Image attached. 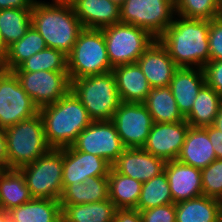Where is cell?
<instances>
[{
  "mask_svg": "<svg viewBox=\"0 0 222 222\" xmlns=\"http://www.w3.org/2000/svg\"><path fill=\"white\" fill-rule=\"evenodd\" d=\"M72 6L84 28L103 29L120 22V6L110 0H76Z\"/></svg>",
  "mask_w": 222,
  "mask_h": 222,
  "instance_id": "20",
  "label": "cell"
},
{
  "mask_svg": "<svg viewBox=\"0 0 222 222\" xmlns=\"http://www.w3.org/2000/svg\"><path fill=\"white\" fill-rule=\"evenodd\" d=\"M113 222H142V217L137 209H117Z\"/></svg>",
  "mask_w": 222,
  "mask_h": 222,
  "instance_id": "40",
  "label": "cell"
},
{
  "mask_svg": "<svg viewBox=\"0 0 222 222\" xmlns=\"http://www.w3.org/2000/svg\"><path fill=\"white\" fill-rule=\"evenodd\" d=\"M0 222H9L8 212L0 208Z\"/></svg>",
  "mask_w": 222,
  "mask_h": 222,
  "instance_id": "47",
  "label": "cell"
},
{
  "mask_svg": "<svg viewBox=\"0 0 222 222\" xmlns=\"http://www.w3.org/2000/svg\"><path fill=\"white\" fill-rule=\"evenodd\" d=\"M210 20L175 15L158 38L178 67L202 68L209 62Z\"/></svg>",
  "mask_w": 222,
  "mask_h": 222,
  "instance_id": "1",
  "label": "cell"
},
{
  "mask_svg": "<svg viewBox=\"0 0 222 222\" xmlns=\"http://www.w3.org/2000/svg\"><path fill=\"white\" fill-rule=\"evenodd\" d=\"M40 33L31 25L26 34L7 48L3 69L13 71L34 54L46 49Z\"/></svg>",
  "mask_w": 222,
  "mask_h": 222,
  "instance_id": "31",
  "label": "cell"
},
{
  "mask_svg": "<svg viewBox=\"0 0 222 222\" xmlns=\"http://www.w3.org/2000/svg\"><path fill=\"white\" fill-rule=\"evenodd\" d=\"M173 203L203 195L201 170L177 160L167 161L164 169Z\"/></svg>",
  "mask_w": 222,
  "mask_h": 222,
  "instance_id": "18",
  "label": "cell"
},
{
  "mask_svg": "<svg viewBox=\"0 0 222 222\" xmlns=\"http://www.w3.org/2000/svg\"><path fill=\"white\" fill-rule=\"evenodd\" d=\"M35 0H0V10L11 8H32Z\"/></svg>",
  "mask_w": 222,
  "mask_h": 222,
  "instance_id": "42",
  "label": "cell"
},
{
  "mask_svg": "<svg viewBox=\"0 0 222 222\" xmlns=\"http://www.w3.org/2000/svg\"><path fill=\"white\" fill-rule=\"evenodd\" d=\"M203 70L206 84L222 96V61H209Z\"/></svg>",
  "mask_w": 222,
  "mask_h": 222,
  "instance_id": "39",
  "label": "cell"
},
{
  "mask_svg": "<svg viewBox=\"0 0 222 222\" xmlns=\"http://www.w3.org/2000/svg\"><path fill=\"white\" fill-rule=\"evenodd\" d=\"M215 159L217 158L207 134V127H189L176 160L202 170Z\"/></svg>",
  "mask_w": 222,
  "mask_h": 222,
  "instance_id": "21",
  "label": "cell"
},
{
  "mask_svg": "<svg viewBox=\"0 0 222 222\" xmlns=\"http://www.w3.org/2000/svg\"><path fill=\"white\" fill-rule=\"evenodd\" d=\"M62 222H113L117 210L110 200L84 204H60Z\"/></svg>",
  "mask_w": 222,
  "mask_h": 222,
  "instance_id": "26",
  "label": "cell"
},
{
  "mask_svg": "<svg viewBox=\"0 0 222 222\" xmlns=\"http://www.w3.org/2000/svg\"><path fill=\"white\" fill-rule=\"evenodd\" d=\"M108 177L109 199L117 209H136L142 182L110 169Z\"/></svg>",
  "mask_w": 222,
  "mask_h": 222,
  "instance_id": "29",
  "label": "cell"
},
{
  "mask_svg": "<svg viewBox=\"0 0 222 222\" xmlns=\"http://www.w3.org/2000/svg\"><path fill=\"white\" fill-rule=\"evenodd\" d=\"M171 203H173L172 194L164 171L149 181L143 182L136 209L142 211Z\"/></svg>",
  "mask_w": 222,
  "mask_h": 222,
  "instance_id": "33",
  "label": "cell"
},
{
  "mask_svg": "<svg viewBox=\"0 0 222 222\" xmlns=\"http://www.w3.org/2000/svg\"><path fill=\"white\" fill-rule=\"evenodd\" d=\"M175 0H125L120 6V22L135 25L158 39L173 22Z\"/></svg>",
  "mask_w": 222,
  "mask_h": 222,
  "instance_id": "9",
  "label": "cell"
},
{
  "mask_svg": "<svg viewBox=\"0 0 222 222\" xmlns=\"http://www.w3.org/2000/svg\"><path fill=\"white\" fill-rule=\"evenodd\" d=\"M176 15L189 19L212 20L222 15L221 0H175Z\"/></svg>",
  "mask_w": 222,
  "mask_h": 222,
  "instance_id": "35",
  "label": "cell"
},
{
  "mask_svg": "<svg viewBox=\"0 0 222 222\" xmlns=\"http://www.w3.org/2000/svg\"><path fill=\"white\" fill-rule=\"evenodd\" d=\"M207 134L212 143L217 159H222V131L213 125L207 126Z\"/></svg>",
  "mask_w": 222,
  "mask_h": 222,
  "instance_id": "41",
  "label": "cell"
},
{
  "mask_svg": "<svg viewBox=\"0 0 222 222\" xmlns=\"http://www.w3.org/2000/svg\"><path fill=\"white\" fill-rule=\"evenodd\" d=\"M206 84L202 68L179 67L169 84L181 114L186 117L200 89Z\"/></svg>",
  "mask_w": 222,
  "mask_h": 222,
  "instance_id": "19",
  "label": "cell"
},
{
  "mask_svg": "<svg viewBox=\"0 0 222 222\" xmlns=\"http://www.w3.org/2000/svg\"><path fill=\"white\" fill-rule=\"evenodd\" d=\"M7 212L9 222H62L60 201L54 199L33 198Z\"/></svg>",
  "mask_w": 222,
  "mask_h": 222,
  "instance_id": "23",
  "label": "cell"
},
{
  "mask_svg": "<svg viewBox=\"0 0 222 222\" xmlns=\"http://www.w3.org/2000/svg\"><path fill=\"white\" fill-rule=\"evenodd\" d=\"M22 88L40 109L53 104L71 90L68 72L35 71L14 72Z\"/></svg>",
  "mask_w": 222,
  "mask_h": 222,
  "instance_id": "12",
  "label": "cell"
},
{
  "mask_svg": "<svg viewBox=\"0 0 222 222\" xmlns=\"http://www.w3.org/2000/svg\"><path fill=\"white\" fill-rule=\"evenodd\" d=\"M74 150L97 155L111 165L126 149L111 120L92 121L71 145Z\"/></svg>",
  "mask_w": 222,
  "mask_h": 222,
  "instance_id": "11",
  "label": "cell"
},
{
  "mask_svg": "<svg viewBox=\"0 0 222 222\" xmlns=\"http://www.w3.org/2000/svg\"><path fill=\"white\" fill-rule=\"evenodd\" d=\"M6 52H7V48H6V46L4 45V43H3V39H2L1 33H0V59H1L2 61H3L4 58H5Z\"/></svg>",
  "mask_w": 222,
  "mask_h": 222,
  "instance_id": "45",
  "label": "cell"
},
{
  "mask_svg": "<svg viewBox=\"0 0 222 222\" xmlns=\"http://www.w3.org/2000/svg\"><path fill=\"white\" fill-rule=\"evenodd\" d=\"M31 25L43 37L47 48L68 55L84 29L72 5L53 4L35 0L31 11Z\"/></svg>",
  "mask_w": 222,
  "mask_h": 222,
  "instance_id": "2",
  "label": "cell"
},
{
  "mask_svg": "<svg viewBox=\"0 0 222 222\" xmlns=\"http://www.w3.org/2000/svg\"><path fill=\"white\" fill-rule=\"evenodd\" d=\"M213 126L215 128H217L218 130L222 131V102L219 106L218 113L215 117V121L213 123Z\"/></svg>",
  "mask_w": 222,
  "mask_h": 222,
  "instance_id": "44",
  "label": "cell"
},
{
  "mask_svg": "<svg viewBox=\"0 0 222 222\" xmlns=\"http://www.w3.org/2000/svg\"><path fill=\"white\" fill-rule=\"evenodd\" d=\"M203 195L222 201V159L201 170Z\"/></svg>",
  "mask_w": 222,
  "mask_h": 222,
  "instance_id": "36",
  "label": "cell"
},
{
  "mask_svg": "<svg viewBox=\"0 0 222 222\" xmlns=\"http://www.w3.org/2000/svg\"><path fill=\"white\" fill-rule=\"evenodd\" d=\"M142 222H176L175 203L140 211Z\"/></svg>",
  "mask_w": 222,
  "mask_h": 222,
  "instance_id": "38",
  "label": "cell"
},
{
  "mask_svg": "<svg viewBox=\"0 0 222 222\" xmlns=\"http://www.w3.org/2000/svg\"><path fill=\"white\" fill-rule=\"evenodd\" d=\"M176 222H220L222 201L207 196L175 203Z\"/></svg>",
  "mask_w": 222,
  "mask_h": 222,
  "instance_id": "24",
  "label": "cell"
},
{
  "mask_svg": "<svg viewBox=\"0 0 222 222\" xmlns=\"http://www.w3.org/2000/svg\"><path fill=\"white\" fill-rule=\"evenodd\" d=\"M110 1L116 3L119 6H121L125 2V0H110Z\"/></svg>",
  "mask_w": 222,
  "mask_h": 222,
  "instance_id": "48",
  "label": "cell"
},
{
  "mask_svg": "<svg viewBox=\"0 0 222 222\" xmlns=\"http://www.w3.org/2000/svg\"><path fill=\"white\" fill-rule=\"evenodd\" d=\"M208 39L209 61H222V15L210 20Z\"/></svg>",
  "mask_w": 222,
  "mask_h": 222,
  "instance_id": "37",
  "label": "cell"
},
{
  "mask_svg": "<svg viewBox=\"0 0 222 222\" xmlns=\"http://www.w3.org/2000/svg\"><path fill=\"white\" fill-rule=\"evenodd\" d=\"M24 176L18 169L0 170V208L9 211L32 200Z\"/></svg>",
  "mask_w": 222,
  "mask_h": 222,
  "instance_id": "27",
  "label": "cell"
},
{
  "mask_svg": "<svg viewBox=\"0 0 222 222\" xmlns=\"http://www.w3.org/2000/svg\"><path fill=\"white\" fill-rule=\"evenodd\" d=\"M165 165L164 159L155 157L143 148H126L111 168L143 183L164 172Z\"/></svg>",
  "mask_w": 222,
  "mask_h": 222,
  "instance_id": "16",
  "label": "cell"
},
{
  "mask_svg": "<svg viewBox=\"0 0 222 222\" xmlns=\"http://www.w3.org/2000/svg\"><path fill=\"white\" fill-rule=\"evenodd\" d=\"M222 102V96L205 84L199 91L190 113L185 120L190 127H207L213 125Z\"/></svg>",
  "mask_w": 222,
  "mask_h": 222,
  "instance_id": "30",
  "label": "cell"
},
{
  "mask_svg": "<svg viewBox=\"0 0 222 222\" xmlns=\"http://www.w3.org/2000/svg\"><path fill=\"white\" fill-rule=\"evenodd\" d=\"M71 91L93 121L111 120L122 103L113 72L70 80Z\"/></svg>",
  "mask_w": 222,
  "mask_h": 222,
  "instance_id": "4",
  "label": "cell"
},
{
  "mask_svg": "<svg viewBox=\"0 0 222 222\" xmlns=\"http://www.w3.org/2000/svg\"><path fill=\"white\" fill-rule=\"evenodd\" d=\"M68 72L67 55L53 48H46L24 61L13 72L35 71Z\"/></svg>",
  "mask_w": 222,
  "mask_h": 222,
  "instance_id": "34",
  "label": "cell"
},
{
  "mask_svg": "<svg viewBox=\"0 0 222 222\" xmlns=\"http://www.w3.org/2000/svg\"><path fill=\"white\" fill-rule=\"evenodd\" d=\"M5 138L9 169H19L33 163L51 149L39 113L6 128Z\"/></svg>",
  "mask_w": 222,
  "mask_h": 222,
  "instance_id": "5",
  "label": "cell"
},
{
  "mask_svg": "<svg viewBox=\"0 0 222 222\" xmlns=\"http://www.w3.org/2000/svg\"><path fill=\"white\" fill-rule=\"evenodd\" d=\"M110 169L111 164L97 155L74 150L71 146L63 148V190L90 177L108 176Z\"/></svg>",
  "mask_w": 222,
  "mask_h": 222,
  "instance_id": "15",
  "label": "cell"
},
{
  "mask_svg": "<svg viewBox=\"0 0 222 222\" xmlns=\"http://www.w3.org/2000/svg\"><path fill=\"white\" fill-rule=\"evenodd\" d=\"M3 70V61L0 59V72Z\"/></svg>",
  "mask_w": 222,
  "mask_h": 222,
  "instance_id": "49",
  "label": "cell"
},
{
  "mask_svg": "<svg viewBox=\"0 0 222 222\" xmlns=\"http://www.w3.org/2000/svg\"><path fill=\"white\" fill-rule=\"evenodd\" d=\"M39 114L46 141L55 149L71 146L80 132L93 121L71 90L57 102L41 107Z\"/></svg>",
  "mask_w": 222,
  "mask_h": 222,
  "instance_id": "3",
  "label": "cell"
},
{
  "mask_svg": "<svg viewBox=\"0 0 222 222\" xmlns=\"http://www.w3.org/2000/svg\"><path fill=\"white\" fill-rule=\"evenodd\" d=\"M46 2H49V3H53V4H66V5H72L76 0H44Z\"/></svg>",
  "mask_w": 222,
  "mask_h": 222,
  "instance_id": "46",
  "label": "cell"
},
{
  "mask_svg": "<svg viewBox=\"0 0 222 222\" xmlns=\"http://www.w3.org/2000/svg\"><path fill=\"white\" fill-rule=\"evenodd\" d=\"M144 104L154 123H173L185 120L169 86L151 87Z\"/></svg>",
  "mask_w": 222,
  "mask_h": 222,
  "instance_id": "28",
  "label": "cell"
},
{
  "mask_svg": "<svg viewBox=\"0 0 222 222\" xmlns=\"http://www.w3.org/2000/svg\"><path fill=\"white\" fill-rule=\"evenodd\" d=\"M112 72L122 102H145L151 86L137 63L115 66Z\"/></svg>",
  "mask_w": 222,
  "mask_h": 222,
  "instance_id": "22",
  "label": "cell"
},
{
  "mask_svg": "<svg viewBox=\"0 0 222 222\" xmlns=\"http://www.w3.org/2000/svg\"><path fill=\"white\" fill-rule=\"evenodd\" d=\"M32 8H11L0 10V33L8 48L20 40L31 26Z\"/></svg>",
  "mask_w": 222,
  "mask_h": 222,
  "instance_id": "32",
  "label": "cell"
},
{
  "mask_svg": "<svg viewBox=\"0 0 222 222\" xmlns=\"http://www.w3.org/2000/svg\"><path fill=\"white\" fill-rule=\"evenodd\" d=\"M9 169V162L6 150L5 129L0 127V170Z\"/></svg>",
  "mask_w": 222,
  "mask_h": 222,
  "instance_id": "43",
  "label": "cell"
},
{
  "mask_svg": "<svg viewBox=\"0 0 222 222\" xmlns=\"http://www.w3.org/2000/svg\"><path fill=\"white\" fill-rule=\"evenodd\" d=\"M70 80L111 72L102 29L84 28L67 55Z\"/></svg>",
  "mask_w": 222,
  "mask_h": 222,
  "instance_id": "6",
  "label": "cell"
},
{
  "mask_svg": "<svg viewBox=\"0 0 222 222\" xmlns=\"http://www.w3.org/2000/svg\"><path fill=\"white\" fill-rule=\"evenodd\" d=\"M18 170L33 198L60 200L63 192V148H51L33 163Z\"/></svg>",
  "mask_w": 222,
  "mask_h": 222,
  "instance_id": "7",
  "label": "cell"
},
{
  "mask_svg": "<svg viewBox=\"0 0 222 222\" xmlns=\"http://www.w3.org/2000/svg\"><path fill=\"white\" fill-rule=\"evenodd\" d=\"M38 113L39 108L22 88L15 73L3 69L0 72V127L6 129Z\"/></svg>",
  "mask_w": 222,
  "mask_h": 222,
  "instance_id": "10",
  "label": "cell"
},
{
  "mask_svg": "<svg viewBox=\"0 0 222 222\" xmlns=\"http://www.w3.org/2000/svg\"><path fill=\"white\" fill-rule=\"evenodd\" d=\"M189 127L186 120L173 123H154L142 148L166 162L176 160Z\"/></svg>",
  "mask_w": 222,
  "mask_h": 222,
  "instance_id": "14",
  "label": "cell"
},
{
  "mask_svg": "<svg viewBox=\"0 0 222 222\" xmlns=\"http://www.w3.org/2000/svg\"><path fill=\"white\" fill-rule=\"evenodd\" d=\"M112 67L136 63L155 40L147 31L127 23H115L102 29Z\"/></svg>",
  "mask_w": 222,
  "mask_h": 222,
  "instance_id": "8",
  "label": "cell"
},
{
  "mask_svg": "<svg viewBox=\"0 0 222 222\" xmlns=\"http://www.w3.org/2000/svg\"><path fill=\"white\" fill-rule=\"evenodd\" d=\"M111 121L126 148H142L154 124L144 103L122 102Z\"/></svg>",
  "mask_w": 222,
  "mask_h": 222,
  "instance_id": "13",
  "label": "cell"
},
{
  "mask_svg": "<svg viewBox=\"0 0 222 222\" xmlns=\"http://www.w3.org/2000/svg\"><path fill=\"white\" fill-rule=\"evenodd\" d=\"M151 87L169 86L179 68L169 56L166 48L155 39L136 62Z\"/></svg>",
  "mask_w": 222,
  "mask_h": 222,
  "instance_id": "17",
  "label": "cell"
},
{
  "mask_svg": "<svg viewBox=\"0 0 222 222\" xmlns=\"http://www.w3.org/2000/svg\"><path fill=\"white\" fill-rule=\"evenodd\" d=\"M109 199V182L107 176L90 177L82 183H72L62 192L60 204H84Z\"/></svg>",
  "mask_w": 222,
  "mask_h": 222,
  "instance_id": "25",
  "label": "cell"
}]
</instances>
